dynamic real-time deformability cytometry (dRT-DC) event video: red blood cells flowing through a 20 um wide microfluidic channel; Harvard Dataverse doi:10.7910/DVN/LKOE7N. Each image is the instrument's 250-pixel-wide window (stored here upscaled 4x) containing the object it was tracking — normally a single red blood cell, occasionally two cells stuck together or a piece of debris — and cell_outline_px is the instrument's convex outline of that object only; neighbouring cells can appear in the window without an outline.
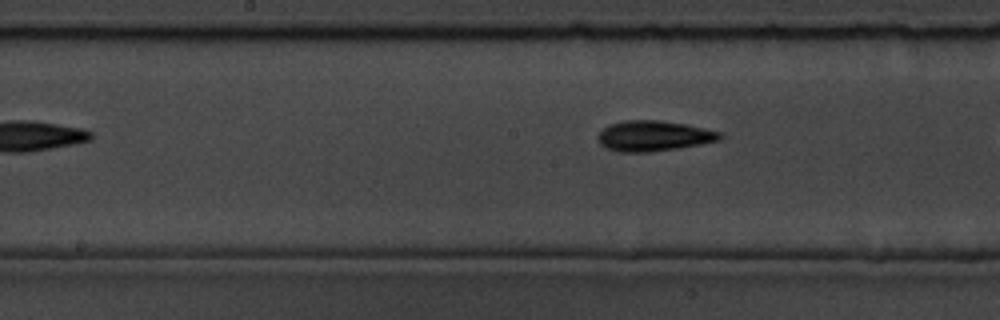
{"species": "common noctule bat (a hibernating species)", "species_latin": "Nyctalus noctula", "temperature_condition": "room temperature", "stored_images_in_passage": 11, "camera_frame_rate_fps": 3000, "um_per_image_px": 0.085, "animal": {"sex": "male", "body_mass_g": 19.5, "forearm_length_mm": 54.6}, "frame": {"image": 1, "passage_image": 11, "time_ms": 12.333, "image_size_px": [1000, 320], "cell_outline_px": [[724, 136], [720, 140], [700, 144], [676, 148], [648, 152], [616, 152], [600, 144], [596, 136], [608, 124], [624, 120], [660, 120], [684, 124], [724, 132]], "centroid_in_image_um": [55.56, 11.54], "position_along_channel_um": 192.6, "area_um2": 21.73}}